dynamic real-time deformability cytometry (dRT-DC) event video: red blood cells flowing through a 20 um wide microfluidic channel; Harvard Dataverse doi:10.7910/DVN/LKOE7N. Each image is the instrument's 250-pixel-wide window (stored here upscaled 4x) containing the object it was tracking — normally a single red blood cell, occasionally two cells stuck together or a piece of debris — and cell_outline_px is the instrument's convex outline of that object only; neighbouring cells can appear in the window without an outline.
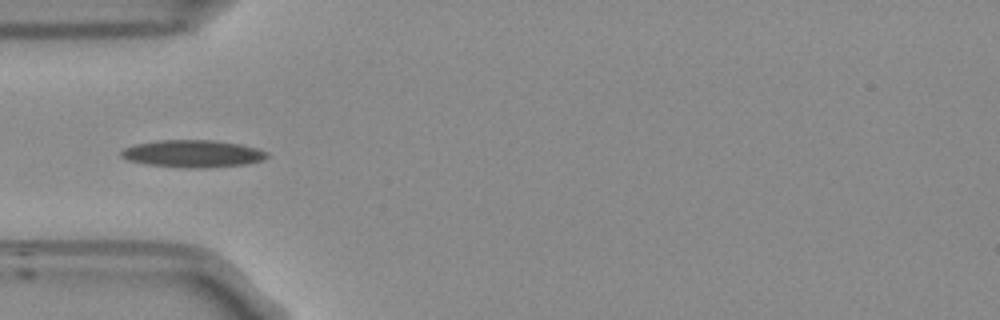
{"species": "Egyptian fruit bat (a non-hibernating species)", "species_latin": "Rousettus aegyptiacus", "temperature_condition": "room temperature", "stored_images_in_passage": 25, "camera_frame_rate_fps": 3000, "um_per_image_px": 0.085, "frame": {"image": 1, "passage_image": 4, "time_ms": 1.0, "image_size_px": [1000, 320], "cell_outline_px": [[268, 156], [260, 160], [244, 164], [204, 168], [184, 168], [148, 164], [128, 160], [120, 156], [120, 152], [124, 148], [136, 144], [156, 140], [212, 140], [240, 144], [256, 148], [268, 152]], "centroid_in_image_um": [16.35, 13.06], "position_along_channel_um": 68.6, "area_um2": 23.06}, "authors_computed_cell_mechanics": {"area_um2": 21.7328, "velocity_mm_per_s": 3.7357, "shape_relaxation_time_tau1_ms": 10.2803, "shape_relaxation_time_tau2_ms": null, "deformation_change_tau1": 0.1782, "deformation_change_tau2": null}}